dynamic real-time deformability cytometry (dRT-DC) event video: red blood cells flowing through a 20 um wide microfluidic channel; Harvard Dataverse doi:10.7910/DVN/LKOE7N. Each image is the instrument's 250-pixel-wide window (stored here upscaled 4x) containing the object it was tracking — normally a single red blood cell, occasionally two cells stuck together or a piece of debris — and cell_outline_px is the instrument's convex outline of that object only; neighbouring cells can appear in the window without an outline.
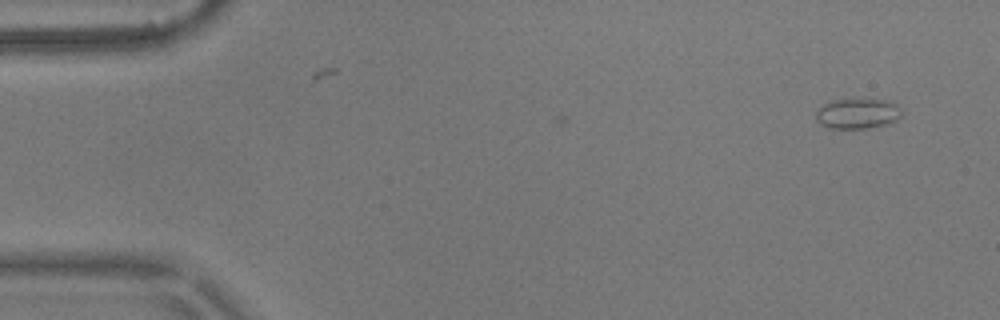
{"species": "common noctule bat (a hibernating species)", "species_latin": "Nyctalus noctula", "temperature_condition": "warm", "stored_images_in_passage": 8, "camera_frame_rate_fps": 3000, "um_per_image_px": 0.085, "animal": {"sex": "male", "body_mass_g": 17.9}, "frame": {"image": 1, "passage_image": 1, "time_ms": 0.0, "image_size_px": [1000, 320], "cell_outline_px": [[900, 116], [896, 120], [884, 124], [864, 128], [828, 128], [820, 124], [816, 120], [816, 112], [824, 104], [836, 100], [868, 96], [888, 100], [896, 104], [900, 108]], "centroid_in_image_um": [72.89, 9.6], "position_along_channel_um": 12.1, "area_um2": 15.43}}
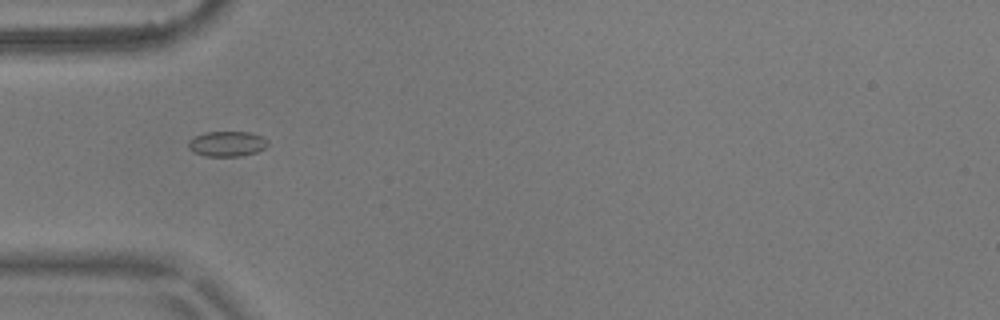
{"frame": {"image": 2, "passage_image": 5, "time_ms": 1.333, "image_size_px": [1000, 320], "cell_outline_px": [[268, 144], [264, 148], [256, 152], [240, 156], [204, 156], [192, 152], [188, 148], [188, 140], [204, 132], [252, 132], [268, 140]], "centroid_in_image_um": [19.27, 12.22], "position_along_channel_um": 65.7, "area_um2": 11.73}}